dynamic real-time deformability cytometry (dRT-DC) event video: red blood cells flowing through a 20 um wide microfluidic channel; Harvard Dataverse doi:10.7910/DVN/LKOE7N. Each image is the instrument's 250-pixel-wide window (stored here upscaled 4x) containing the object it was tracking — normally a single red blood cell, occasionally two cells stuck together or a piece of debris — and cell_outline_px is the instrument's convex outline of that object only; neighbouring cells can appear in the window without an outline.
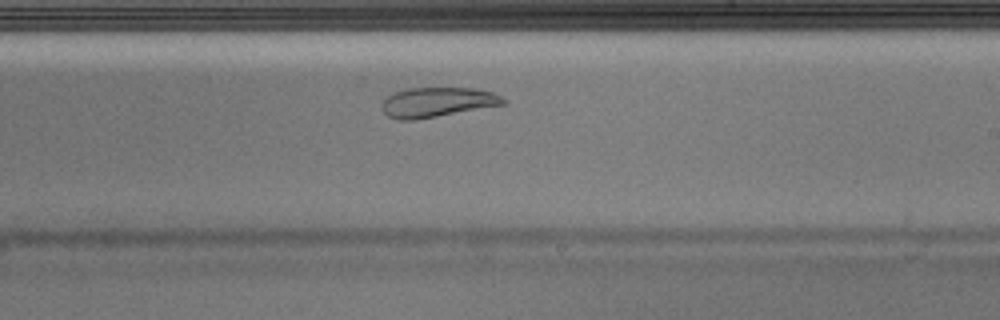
{"species": "Egyptian fruit bat (a non-hibernating species)", "species_latin": "Rousettus aegyptiacus", "temperature_condition": "warm", "stored_images_in_passage": 31, "camera_frame_rate_fps": 3000, "um_per_image_px": 0.085, "animal": {"sex": "male"}, "frame": {"image": 1, "passage_image": 14, "time_ms": 4.333, "image_size_px": [1000, 320], "cell_outline_px": [[508, 104], [416, 120], [400, 120], [388, 116], [380, 108], [380, 104], [392, 92], [408, 88], [472, 88], [492, 92], [508, 100]], "centroid_in_image_um": [37.17, 8.69], "position_along_channel_um": 251.8, "area_um2": 21.33}}